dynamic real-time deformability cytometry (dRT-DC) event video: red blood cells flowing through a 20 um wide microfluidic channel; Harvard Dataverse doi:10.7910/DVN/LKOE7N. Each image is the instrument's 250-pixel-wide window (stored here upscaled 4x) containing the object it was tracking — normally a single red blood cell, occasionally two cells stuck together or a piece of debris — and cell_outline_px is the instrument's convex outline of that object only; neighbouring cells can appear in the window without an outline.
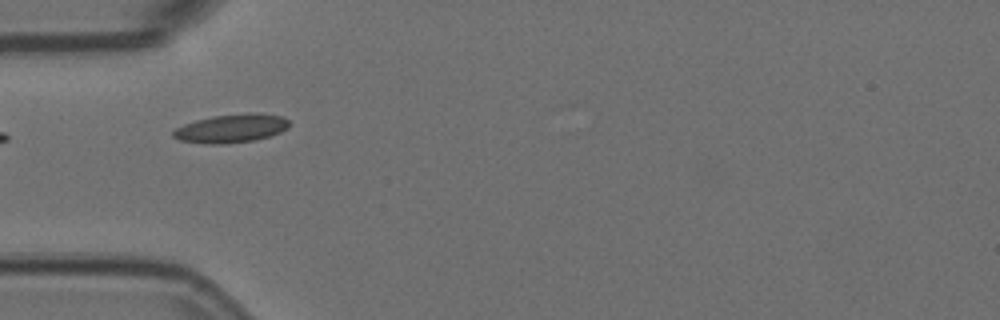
{"species": "Egyptian fruit bat (a non-hibernating species)", "species_latin": "Rousettus aegyptiacus", "temperature_condition": "room temperature", "stored_images_in_passage": 4, "camera_frame_rate_fps": 3000, "um_per_image_px": 0.085, "animal": {"sex": "female"}, "frame": {"image": 1, "passage_image": 2, "time_ms": 0.333, "image_size_px": [1000, 320], "cell_outline_px": [[288, 128], [280, 132], [256, 140], [224, 144], [204, 144], [180, 140], [172, 136], [172, 132], [176, 128], [184, 124], [196, 120], [212, 116], [252, 112], [284, 116], [288, 120]], "centroid_in_image_um": [19.65, 10.91], "position_along_channel_um": 65.3, "area_um2": 19.36}}
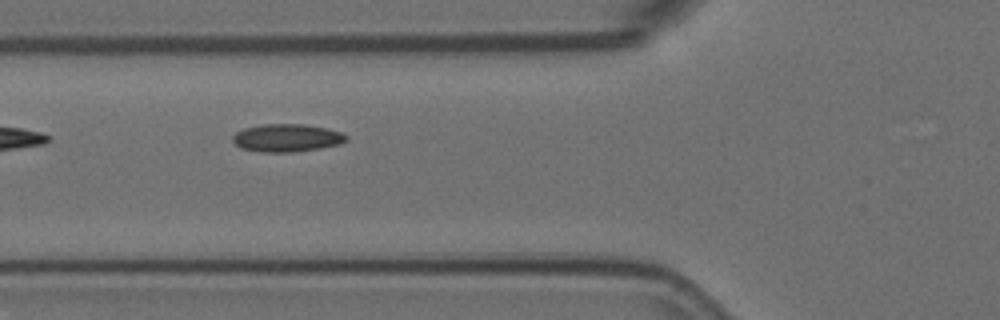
{"frame": {"image": 2, "passage_image": 3, "time_ms": 0.667, "image_size_px": [1000, 320], "cell_outline_px": [[348, 140], [340, 144], [320, 148], [292, 152], [260, 152], [240, 148], [232, 140], [232, 136], [236, 132], [244, 128], [264, 124], [304, 124], [328, 128], [340, 132], [348, 136]], "centroid_in_image_um": [24.39, 11.72], "position_along_channel_um": 101.4, "area_um2": 18.5}}
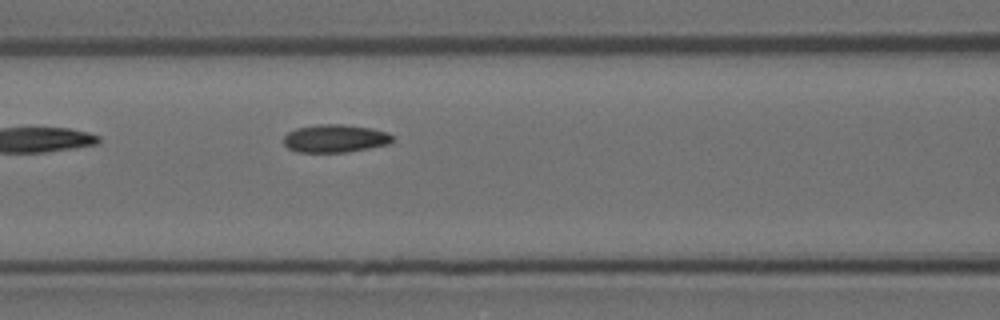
{"frame": {"image": 3, "passage_image": 4, "time_ms": 1.0, "image_size_px": [1000, 320], "cell_outline_px": [[396, 140], [388, 144], [348, 152], [296, 152], [288, 148], [284, 144], [284, 136], [288, 132], [296, 128], [316, 124], [340, 124], [372, 128], [388, 132]], "centroid_in_image_um": [28.49, 11.76], "position_along_channel_um": 138.1, "area_um2": 17.86}}